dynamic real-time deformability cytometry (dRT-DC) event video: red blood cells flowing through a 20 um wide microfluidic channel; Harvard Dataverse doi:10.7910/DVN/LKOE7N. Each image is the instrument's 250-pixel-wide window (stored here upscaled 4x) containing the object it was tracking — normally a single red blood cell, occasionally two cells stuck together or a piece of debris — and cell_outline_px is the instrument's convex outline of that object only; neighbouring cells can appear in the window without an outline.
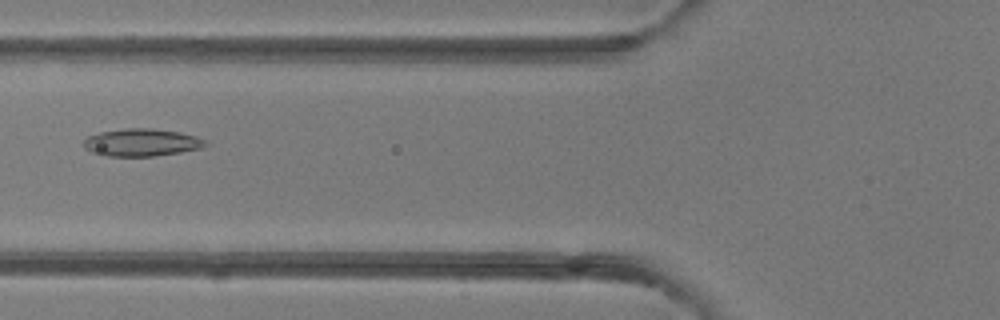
{"species": "common noctule bat (a hibernating species)", "species_latin": "Nyctalus noctula", "temperature_condition": "room temperature", "stored_images_in_passage": 32, "camera_frame_rate_fps": 3000, "um_per_image_px": 0.085, "animal": {"sex": "female"}, "frame": {"image": 1, "passage_image": 6, "time_ms": 1.667, "image_size_px": [1000, 320], "cell_outline_px": [[208, 144], [200, 148], [180, 152], [152, 156], [108, 156], [92, 152], [84, 148], [84, 140], [88, 136], [100, 132], [124, 128], [152, 128], [180, 132], [196, 136], [204, 140]], "centroid_in_image_um": [12.02, 12.1], "position_along_channel_um": 113.8, "area_um2": 19.42}}
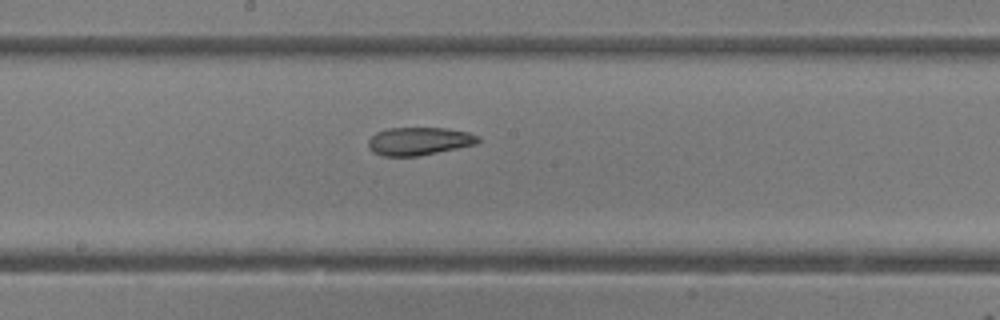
{"frame": {"image": 2, "passage_image": 13, "time_ms": 4.0, "image_size_px": [1000, 320], "cell_outline_px": [[480, 140], [476, 144], [420, 156], [384, 156], [372, 152], [368, 148], [368, 140], [376, 132], [388, 128], [448, 128], [468, 132], [480, 136]], "centroid_in_image_um": [35.61, 12.0], "position_along_channel_um": 212.6, "area_um2": 18.03}}
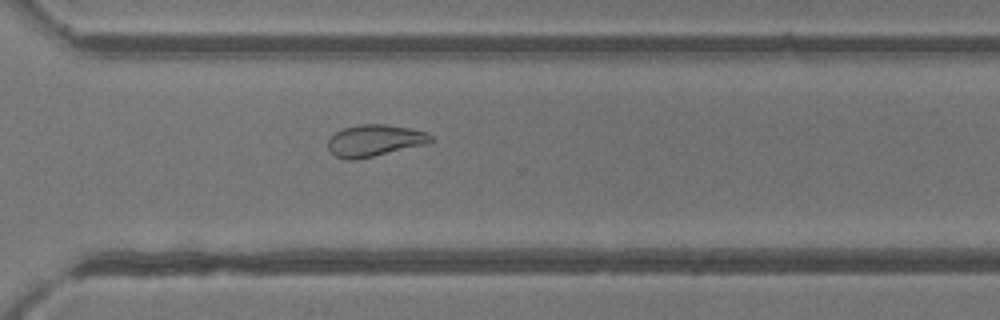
{"frame": {"image": 3, "passage_image": 22, "time_ms": 7.0, "image_size_px": [1000, 320], "cell_outline_px": [[432, 140], [428, 144], [356, 160], [348, 160], [336, 156], [328, 148], [328, 140], [336, 132], [344, 128], [360, 124], [384, 124], [408, 128], [424, 132], [432, 136]], "centroid_in_image_um": [31.84, 11.95], "position_along_channel_um": 338.8, "area_um2": 18.84}, "authors_computed_cell_mechanics": {"area_um2": 19.363, "velocity_mm_per_s": 4.2192, "shape_relaxation_time_tau1_ms": null, "shape_relaxation_time_tau2_ms": 2.4674, "deformation_change_tau1": null, "deformation_change_tau2": 0.0882}}